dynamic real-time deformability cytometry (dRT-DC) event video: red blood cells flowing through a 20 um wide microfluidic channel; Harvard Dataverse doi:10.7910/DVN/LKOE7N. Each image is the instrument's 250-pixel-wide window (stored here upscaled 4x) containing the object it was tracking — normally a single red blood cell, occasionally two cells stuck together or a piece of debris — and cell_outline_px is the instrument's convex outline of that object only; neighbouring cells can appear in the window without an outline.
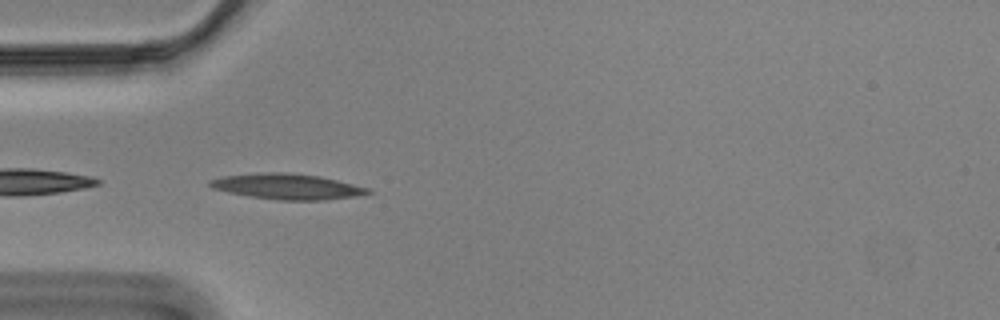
{"species": "Egyptian fruit bat (a non-hibernating species)", "species_latin": "Rousettus aegyptiacus", "temperature_condition": "cold", "stored_images_in_passage": 4, "camera_frame_rate_fps": 3000, "um_per_image_px": 0.085, "animal": {"sex": "male"}, "frame": {"image": 1, "passage_image": 1, "time_ms": 0.0, "image_size_px": [1000, 320], "cell_outline_px": [[372, 192], [356, 196], [324, 200], [280, 200], [248, 196], [228, 192], [212, 188], [208, 184], [208, 180], [224, 176], [264, 172], [284, 172], [320, 176], [372, 188]], "centroid_in_image_um": [24.43, 15.85], "position_along_channel_um": 60.6, "area_um2": 23.58}}